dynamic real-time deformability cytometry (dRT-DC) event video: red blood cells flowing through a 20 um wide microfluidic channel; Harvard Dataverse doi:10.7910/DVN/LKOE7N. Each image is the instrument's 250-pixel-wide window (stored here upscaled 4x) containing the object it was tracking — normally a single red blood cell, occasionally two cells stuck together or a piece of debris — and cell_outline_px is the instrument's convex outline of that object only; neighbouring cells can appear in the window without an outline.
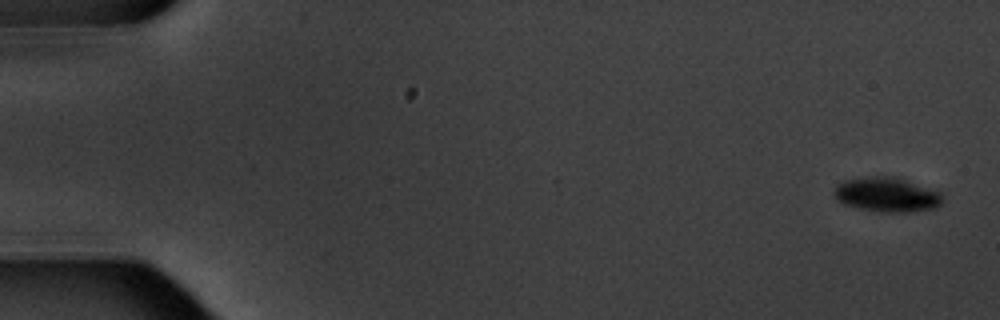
{"species": "common noctule bat (a hibernating species)", "species_latin": "Nyctalus noctula", "temperature_condition": "warm", "stored_images_in_passage": 6, "camera_frame_rate_fps": 3000, "um_per_image_px": 0.085, "animal": {"sex": "male", "body_mass_g": 20.1, "forearm_length_mm": 53.5}, "frame": {"image": 1, "passage_image": 1, "time_ms": 0.0, "image_size_px": [1000, 320], "cell_outline_px": [[940, 204], [936, 208], [912, 212], [876, 212], [856, 208], [844, 204], [836, 200], [832, 192], [844, 180], [880, 176], [900, 180], [940, 192]], "centroid_in_image_um": [75.31, 16.6], "position_along_channel_um": 9.7, "area_um2": 21.15}}
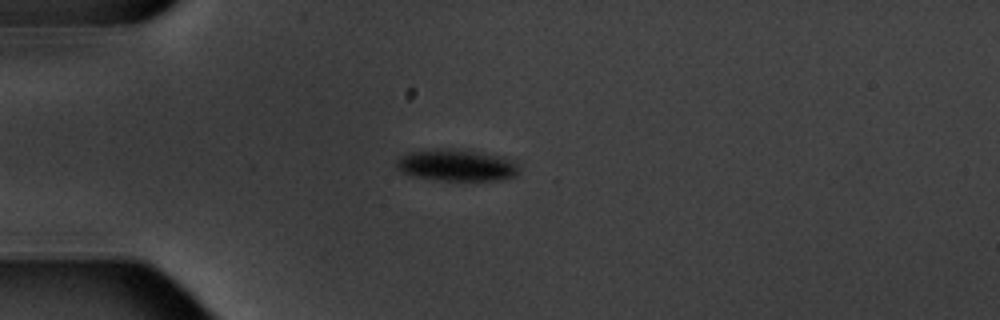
{"frame": {"image": 2, "passage_image": 5, "time_ms": 4.667, "image_size_px": [1000, 320], "cell_outline_px": [[516, 176], [500, 180], [444, 180], [416, 176], [400, 172], [396, 168], [396, 160], [400, 156], [412, 152], [436, 148], [476, 152], [500, 156], [508, 160], [516, 168]], "centroid_in_image_um": [38.71, 14.05], "position_along_channel_um": 46.3, "area_um2": 21.85}}